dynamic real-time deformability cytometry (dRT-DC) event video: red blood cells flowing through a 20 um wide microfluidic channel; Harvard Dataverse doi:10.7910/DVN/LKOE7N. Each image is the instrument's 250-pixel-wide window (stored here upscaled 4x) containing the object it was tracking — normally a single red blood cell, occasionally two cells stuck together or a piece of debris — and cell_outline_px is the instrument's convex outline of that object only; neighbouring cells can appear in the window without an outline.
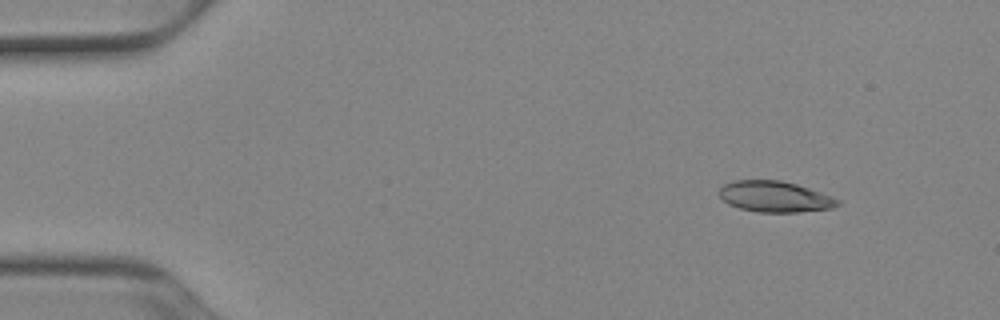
{"species": "Egyptian fruit bat (a non-hibernating species)", "species_latin": "Rousettus aegyptiacus", "temperature_condition": "cold", "stored_images_in_passage": 52, "camera_frame_rate_fps": 3000, "um_per_image_px": 0.085, "animal": {"sex": "female"}, "frame": {"image": 1, "passage_image": 6, "time_ms": 1.667, "image_size_px": [1000, 320], "cell_outline_px": [[840, 204], [832, 208], [800, 212], [760, 212], [740, 208], [728, 204], [720, 196], [720, 188], [724, 184], [732, 180], [780, 180], [796, 184], [832, 196], [840, 200]], "centroid_in_image_um": [65.87, 16.71], "position_along_channel_um": 19.1, "area_um2": 21.27}}
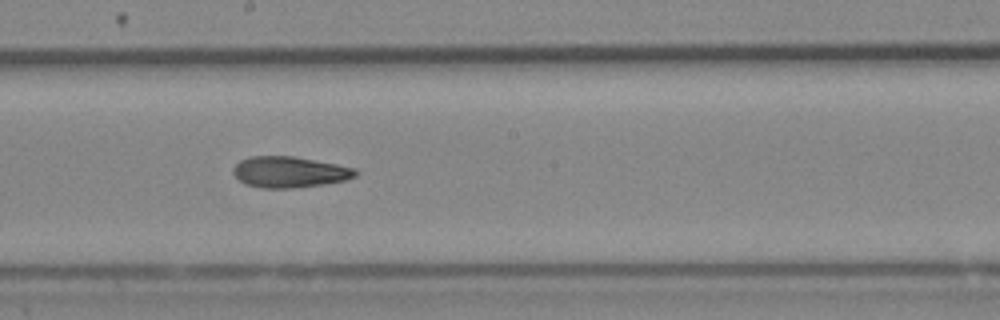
{"frame": {"image": 2, "passage_image": 29, "time_ms": 9.333, "image_size_px": [1000, 320], "cell_outline_px": [[360, 172], [356, 176], [348, 180], [324, 184], [292, 188], [264, 188], [248, 184], [240, 180], [232, 172], [232, 168], [240, 160], [252, 156], [292, 156], [336, 164], [356, 168]], "centroid_in_image_um": [24.65, 14.62], "position_along_channel_um": 223.5, "area_um2": 22.08}}
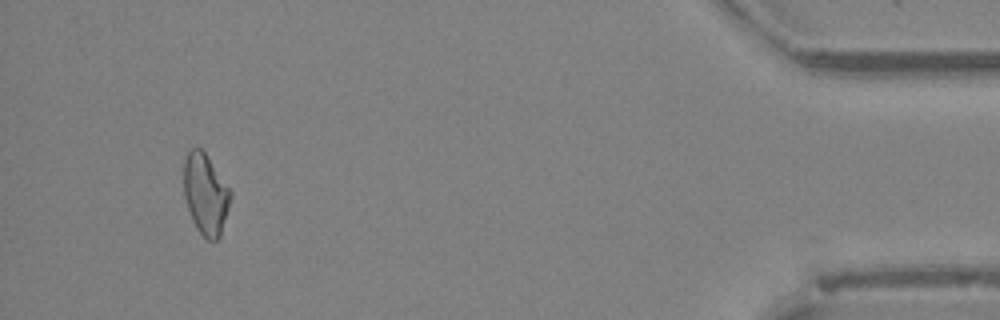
{"frame": {"image": 3, "passage_image": 49, "time_ms": 16.0, "image_size_px": [1000, 320], "cell_outline_px": [[232, 196], [220, 236], [216, 240], [208, 240], [196, 228], [192, 220], [184, 196], [184, 160], [188, 152], [192, 148], [200, 148], [204, 152], [232, 192]], "centroid_in_image_um": [17.47, 16.51], "position_along_channel_um": 417.7, "area_um2": 21.73}, "authors_computed_cell_mechanics": {"area_um2": 22.1374, "velocity_mm_per_s": 3.9227, "shape_relaxation_time_tau1_ms": 9.0203, "shape_relaxation_time_tau2_ms": 8.5647, "deformation_change_tau1": 0.1874, "deformation_change_tau2": 0.1931}}